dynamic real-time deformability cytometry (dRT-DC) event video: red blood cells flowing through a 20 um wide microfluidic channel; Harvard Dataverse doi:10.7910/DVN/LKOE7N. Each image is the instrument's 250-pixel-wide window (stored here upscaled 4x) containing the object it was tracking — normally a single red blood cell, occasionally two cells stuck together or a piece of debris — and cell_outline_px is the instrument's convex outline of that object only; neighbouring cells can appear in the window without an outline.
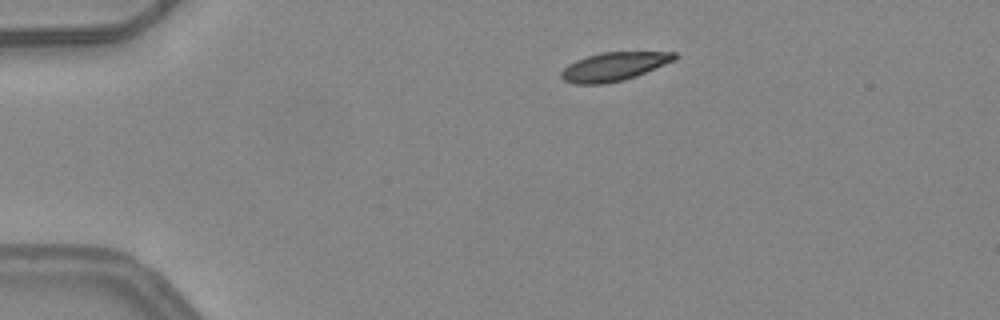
{"species": "common noctule bat (a hibernating species)", "species_latin": "Nyctalus noctula", "temperature_condition": "warm", "stored_images_in_passage": 3, "camera_frame_rate_fps": 3000, "um_per_image_px": 0.085, "animal": {"sex": "female", "body_mass_g": 24.6, "forearm_length_mm": 56.2}, "frame": {"image": 1, "passage_image": 1, "time_ms": 0.0, "image_size_px": [1000, 320], "cell_outline_px": [[676, 60], [636, 76], [624, 80], [604, 84], [572, 84], [564, 80], [560, 76], [560, 72], [568, 64], [576, 60], [600, 52], [676, 52]], "centroid_in_image_um": [52.16, 5.66], "position_along_channel_um": 32.8, "area_um2": 18.9}}